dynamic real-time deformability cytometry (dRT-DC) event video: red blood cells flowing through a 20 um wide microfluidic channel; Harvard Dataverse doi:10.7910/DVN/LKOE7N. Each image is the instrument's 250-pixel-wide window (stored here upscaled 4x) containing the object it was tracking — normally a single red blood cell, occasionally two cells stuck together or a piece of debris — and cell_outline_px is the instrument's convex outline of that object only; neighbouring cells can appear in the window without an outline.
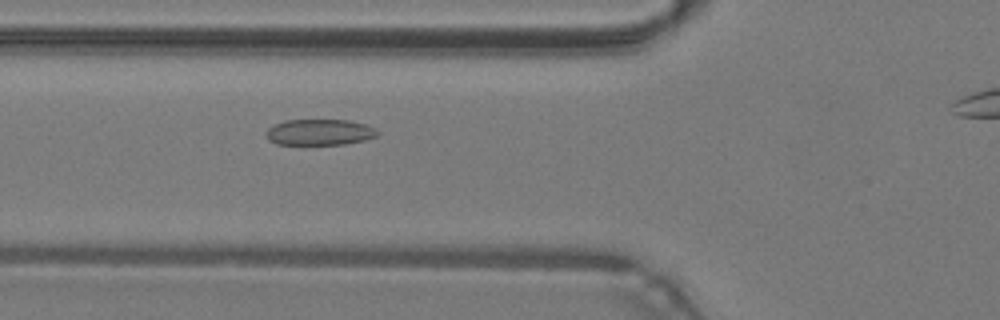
{"species": "common noctule bat (a hibernating species)", "species_latin": "Nyctalus noctula", "temperature_condition": "warm", "stored_images_in_passage": 29, "camera_frame_rate_fps": 3000, "um_per_image_px": 0.085, "animal": {"sex": "male", "body_mass_g": 19.2, "forearm_length_mm": 51.8}, "frame": {"image": 1, "passage_image": 4, "time_ms": 1.0, "image_size_px": [1000, 320], "cell_outline_px": [[380, 136], [364, 140], [344, 144], [276, 144], [268, 140], [268, 128], [284, 120], [348, 120], [364, 124], [376, 128], [380, 132]], "centroid_in_image_um": [27.23, 11.23], "position_along_channel_um": 98.6, "area_um2": 16.82}}
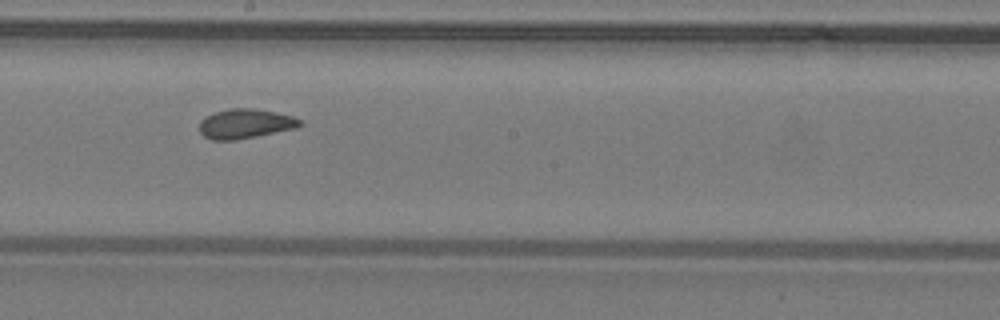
{"frame": {"image": 2, "passage_image": 13, "time_ms": 4.0, "image_size_px": [1000, 320], "cell_outline_px": [[304, 124], [296, 128], [236, 140], [212, 140], [204, 136], [200, 132], [200, 120], [204, 116], [216, 112], [232, 108], [252, 108], [276, 112], [292, 116], [300, 120]], "centroid_in_image_um": [20.84, 10.51], "position_along_channel_um": 227.4, "area_um2": 17.28}}
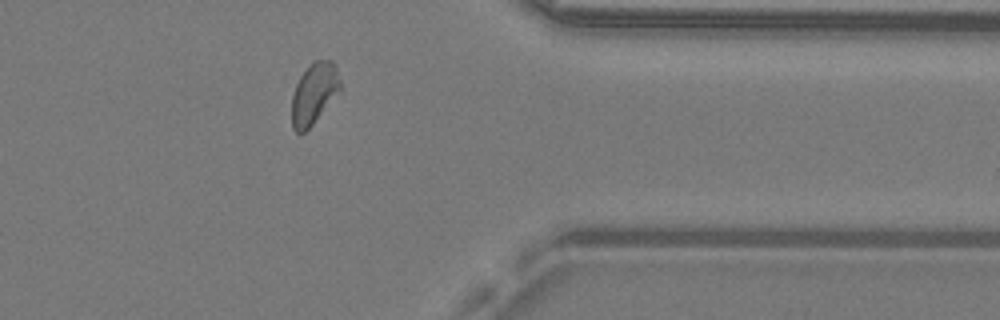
{"frame": {"image": 3, "passage_image": 25, "time_ms": 8.0, "image_size_px": [1000, 320], "cell_outline_px": [[340, 92], [312, 124], [304, 132], [296, 132], [292, 128], [292, 96], [296, 84], [300, 76], [312, 60], [332, 60], [336, 64], [340, 80]], "centroid_in_image_um": [26.7, 7.91], "position_along_channel_um": 384.7, "area_um2": 17.28}, "authors_computed_cell_mechanics": {"area_um2": 17.1088, "velocity_mm_per_s": 4.274, "shape_relaxation_time_tau1_ms": 4.9305, "shape_relaxation_time_tau2_ms": 1.5994, "deformation_change_tau1": 0.1125, "deformation_change_tau2": 0.0663}}